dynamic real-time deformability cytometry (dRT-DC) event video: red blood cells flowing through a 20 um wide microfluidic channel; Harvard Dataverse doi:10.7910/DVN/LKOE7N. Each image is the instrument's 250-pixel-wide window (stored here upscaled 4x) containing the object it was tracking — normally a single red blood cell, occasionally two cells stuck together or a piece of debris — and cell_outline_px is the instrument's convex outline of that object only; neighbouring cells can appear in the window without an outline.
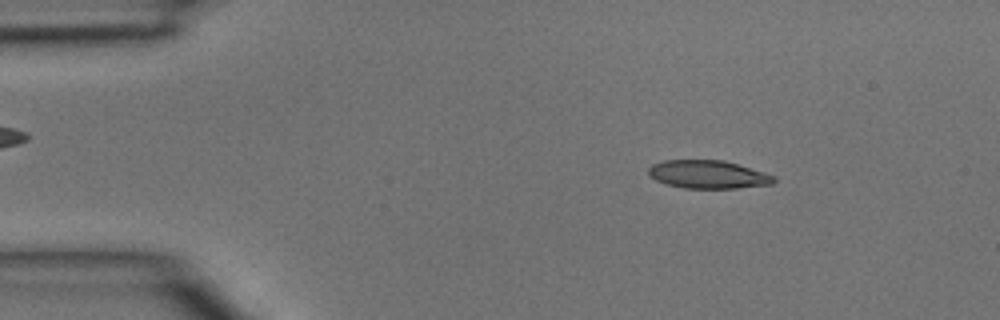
{"species": "common noctule bat (a hibernating species)", "species_latin": "Nyctalus noctula", "temperature_condition": "room temperature", "stored_images_in_passage": 4, "camera_frame_rate_fps": 3000, "um_per_image_px": 0.085, "animal": {"sex": "male", "body_mass_g": 15.6}, "frame": {"image": 1, "passage_image": 1, "time_ms": 0.0, "image_size_px": [1000, 320], "cell_outline_px": [[776, 180], [772, 184], [736, 188], [684, 188], [668, 184], [656, 180], [648, 176], [648, 168], [652, 164], [664, 160], [724, 160], [764, 172], [776, 176]], "centroid_in_image_um": [60.18, 14.82], "position_along_channel_um": 24.8, "area_um2": 20.58}}